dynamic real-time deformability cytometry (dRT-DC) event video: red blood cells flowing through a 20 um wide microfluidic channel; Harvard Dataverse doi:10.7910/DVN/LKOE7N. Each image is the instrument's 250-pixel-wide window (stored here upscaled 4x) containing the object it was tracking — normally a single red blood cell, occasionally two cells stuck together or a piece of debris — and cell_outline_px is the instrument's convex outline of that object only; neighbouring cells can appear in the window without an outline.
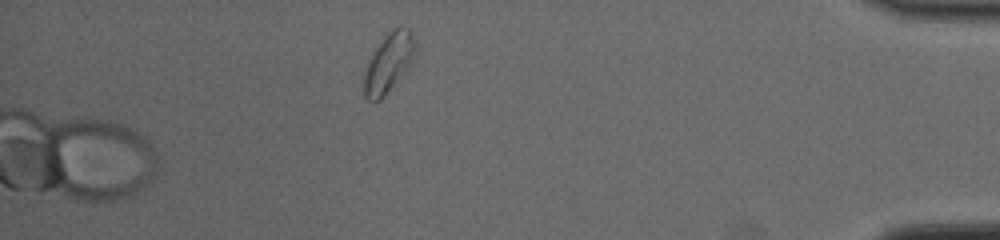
{"species": "common noctule bat (a hibernating species)", "species_latin": "Nyctalus noctula", "temperature_condition": "cold", "stored_images_in_passage": 43, "camera_frame_rate_fps": 3000, "um_per_image_px": 0.085, "animal": {"sex": "male", "body_mass_g": 19.0, "forearm_length_mm": 50.8}, "frame": {"image": 1, "passage_image": 43, "time_ms": 14.0, "image_size_px": [1000, 240], "cell_outline_px": [[416, 52], [412, 64], [380, 100], [368, 100], [364, 96], [364, 76], [368, 64], [376, 48], [388, 32], [392, 28], [400, 24], [404, 24], [408, 28], [412, 36], [416, 48]], "centroid_in_image_um": [33.08, 5.29], "position_along_channel_um": 402.1, "area_um2": 17.46}}